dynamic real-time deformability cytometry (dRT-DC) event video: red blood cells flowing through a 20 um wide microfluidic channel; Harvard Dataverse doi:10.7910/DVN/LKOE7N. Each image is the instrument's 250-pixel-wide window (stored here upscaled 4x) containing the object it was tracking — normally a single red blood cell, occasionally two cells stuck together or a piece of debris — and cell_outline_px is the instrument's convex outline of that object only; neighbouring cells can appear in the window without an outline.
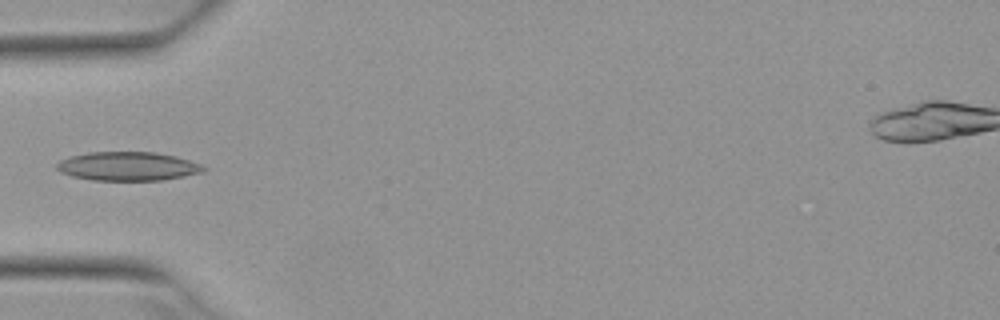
{"species": "Egyptian fruit bat (a non-hibernating species)", "species_latin": "Rousettus aegyptiacus", "temperature_condition": "warm", "stored_images_in_passage": 6, "camera_frame_rate_fps": 3000, "um_per_image_px": 0.085, "animal": {"sex": "female"}, "frame": {"image": 1, "passage_image": 5, "time_ms": 1.333, "image_size_px": [1000, 320], "cell_outline_px": [[208, 168], [204, 172], [184, 176], [160, 180], [92, 180], [72, 176], [60, 172], [56, 168], [56, 164], [60, 160], [72, 156], [88, 152], [152, 152], [176, 156], [200, 164]], "centroid_in_image_um": [10.87, 14.13], "position_along_channel_um": 74.1, "area_um2": 24.57}}